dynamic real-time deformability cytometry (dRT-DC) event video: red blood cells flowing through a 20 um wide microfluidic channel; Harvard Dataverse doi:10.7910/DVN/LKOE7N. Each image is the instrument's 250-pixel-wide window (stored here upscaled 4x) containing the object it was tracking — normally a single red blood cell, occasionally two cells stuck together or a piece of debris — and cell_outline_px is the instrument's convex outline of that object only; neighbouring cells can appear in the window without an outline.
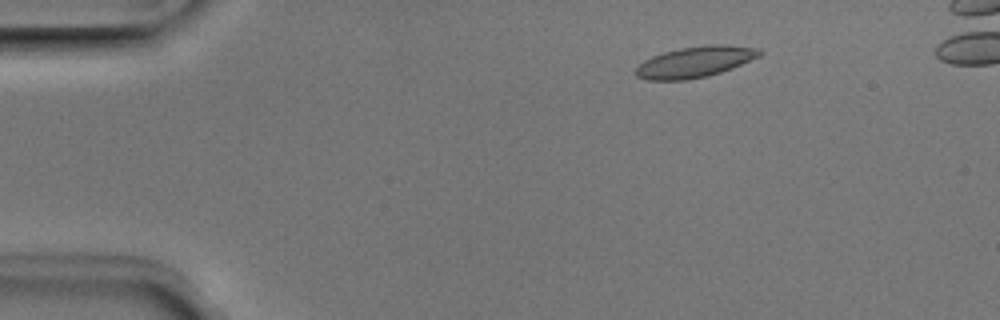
{"species": "Egyptian fruit bat (a non-hibernating species)", "species_latin": "Rousettus aegyptiacus", "temperature_condition": "room temperature", "stored_images_in_passage": 50, "camera_frame_rate_fps": 3000, "um_per_image_px": 0.085, "animal": {"sex": "male"}, "frame": {"image": 1, "passage_image": 8, "time_ms": 2.333, "image_size_px": [1000, 320], "cell_outline_px": [[764, 52], [760, 56], [732, 68], [708, 76], [684, 80], [648, 80], [636, 76], [636, 68], [644, 60], [652, 56], [664, 52], [680, 48], [704, 44], [728, 44], [760, 48]], "centroid_in_image_um": [59.12, 5.24], "position_along_channel_um": 25.9, "area_um2": 22.48}}
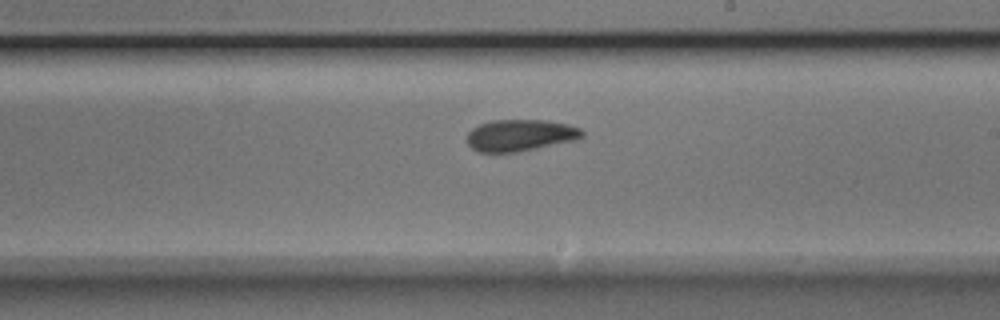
{"frame": {"image": 2, "passage_image": 30, "time_ms": 9.667, "image_size_px": [1000, 320], "cell_outline_px": [[584, 136], [580, 140], [516, 152], [476, 152], [468, 144], [468, 132], [472, 128], [480, 124], [492, 120], [548, 120], [568, 124], [580, 128], [584, 132]], "centroid_in_image_um": [44.27, 11.5], "position_along_channel_um": 244.7, "area_um2": 21.5}}
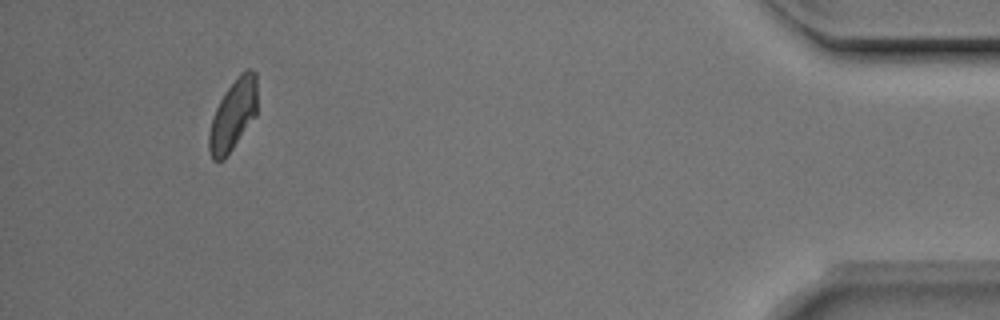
{"frame": {"image": 3, "passage_image": 48, "time_ms": 15.667, "image_size_px": [1000, 320], "cell_outline_px": [[256, 116], [224, 160], [212, 160], [208, 148], [208, 132], [216, 108], [220, 100], [228, 88], [248, 68], [252, 68], [256, 72]], "centroid_in_image_um": [19.8, 9.82], "position_along_channel_um": 415.4, "area_um2": 19.59}, "authors_computed_cell_mechanics": {"area_um2": 21.1548, "velocity_mm_per_s": 3.9353, "shape_relaxation_time_tau1_ms": 4.55, "shape_relaxation_time_tau2_ms": 3.3538, "deformation_change_tau1": 0.1157, "deformation_change_tau2": 0.0632}}